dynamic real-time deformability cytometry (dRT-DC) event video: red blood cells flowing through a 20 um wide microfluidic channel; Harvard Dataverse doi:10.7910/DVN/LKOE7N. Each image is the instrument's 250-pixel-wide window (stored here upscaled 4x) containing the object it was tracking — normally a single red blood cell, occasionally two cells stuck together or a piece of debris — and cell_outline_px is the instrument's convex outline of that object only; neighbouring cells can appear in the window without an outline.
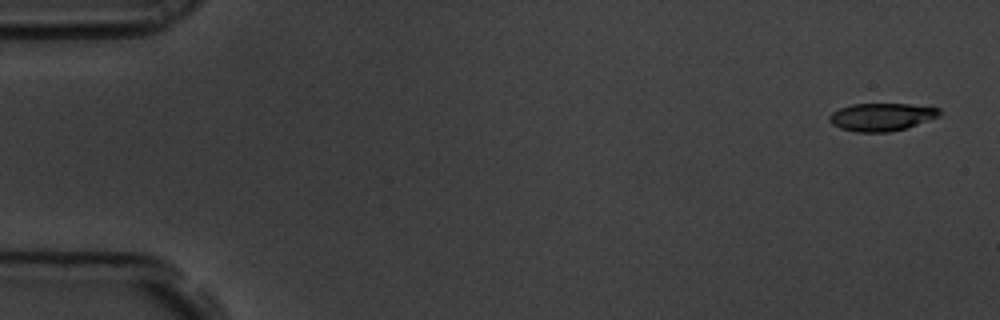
{"species": "common noctule bat (a hibernating species)", "species_latin": "Nyctalus noctula", "temperature_condition": "room temperature", "stored_images_in_passage": 10, "camera_frame_rate_fps": 3000, "um_per_image_px": 0.085, "animal": {"sex": "male", "body_mass_g": 19.5, "forearm_length_mm": 54.6}, "frame": {"image": 1, "passage_image": 1, "time_ms": 0.0, "image_size_px": [1000, 320], "cell_outline_px": [[940, 116], [904, 128], [888, 132], [856, 132], [840, 128], [832, 124], [828, 120], [828, 116], [832, 112], [840, 108], [852, 104], [908, 104], [940, 108]], "centroid_in_image_um": [74.89, 9.94], "position_along_channel_um": 10.1, "area_um2": 17.69}}
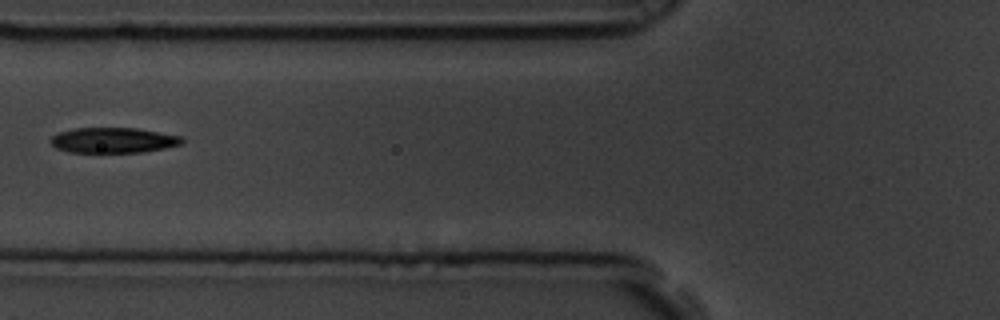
{"frame": {"image": 2, "passage_image": 7, "time_ms": 2.0, "image_size_px": [1000, 320], "cell_outline_px": [[184, 144], [144, 152], [100, 156], [96, 156], [68, 152], [56, 148], [48, 140], [52, 136], [60, 132], [72, 128], [136, 128], [180, 136], [184, 140]], "centroid_in_image_um": [9.57, 11.98], "position_along_channel_um": 116.2, "area_um2": 20.58}}